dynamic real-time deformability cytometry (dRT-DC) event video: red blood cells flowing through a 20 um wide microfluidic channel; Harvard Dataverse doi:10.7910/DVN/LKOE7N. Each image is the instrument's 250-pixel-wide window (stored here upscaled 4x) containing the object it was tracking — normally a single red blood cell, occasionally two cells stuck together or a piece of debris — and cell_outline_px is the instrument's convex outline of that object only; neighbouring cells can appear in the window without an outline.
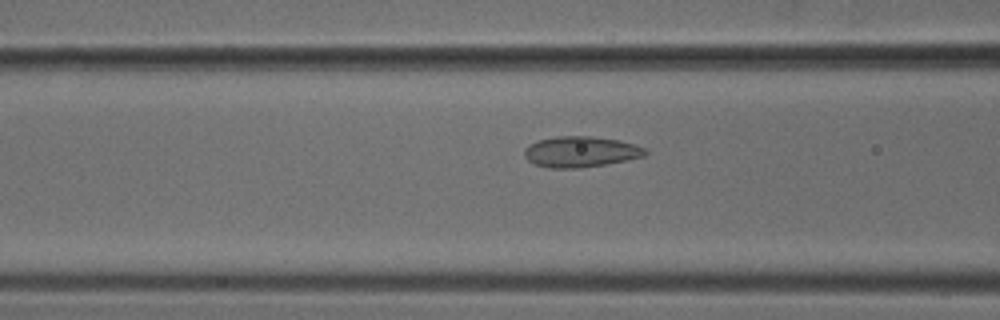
{"species": "common noctule bat (a hibernating species)", "species_latin": "Nyctalus noctula", "temperature_condition": "cold", "stored_images_in_passage": 51, "camera_frame_rate_fps": 3000, "um_per_image_px": 0.085, "animal": {"sex": "male", "body_mass_g": 18.8}, "frame": {"image": 1, "passage_image": 20, "time_ms": 6.333, "image_size_px": [1000, 320], "cell_outline_px": [[648, 152], [644, 156], [628, 160], [580, 168], [548, 168], [536, 164], [528, 160], [524, 156], [524, 148], [528, 144], [540, 140], [556, 136], [592, 136], [620, 140], [648, 148]], "centroid_in_image_um": [49.37, 12.89], "position_along_channel_um": 117.2, "area_um2": 21.85}}
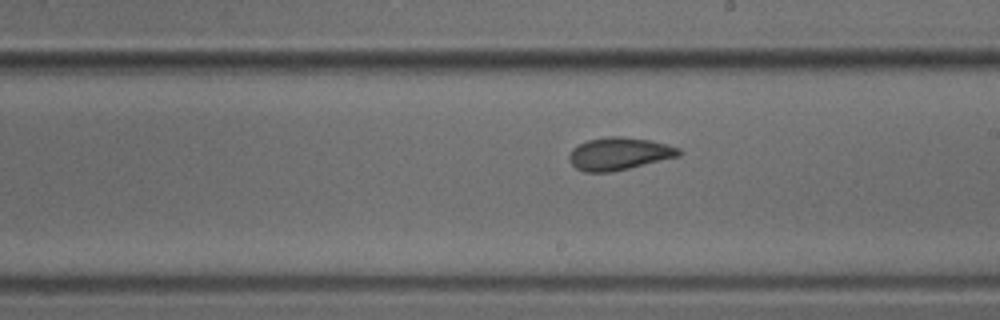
{"frame": {"image": 2, "passage_image": 29, "time_ms": 9.333, "image_size_px": [1000, 320], "cell_outline_px": [[684, 152], [680, 156], [612, 172], [584, 172], [576, 168], [568, 160], [568, 156], [572, 148], [588, 140], [608, 136], [624, 136], [652, 140], [668, 144], [680, 148]], "centroid_in_image_um": [52.65, 13.06], "position_along_channel_um": 236.3, "area_um2": 21.1}}
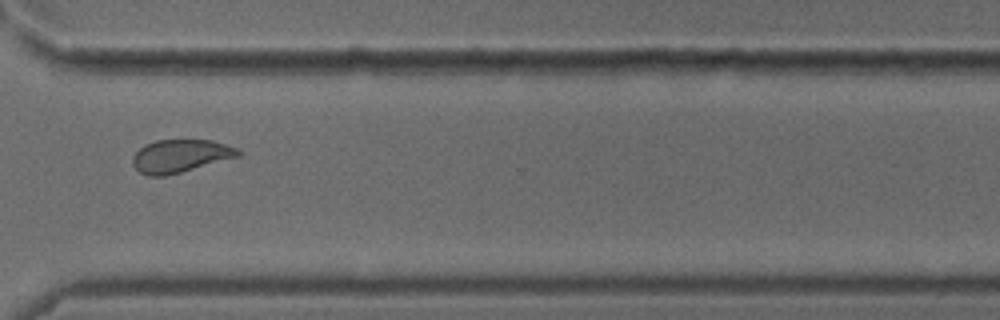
{"frame": {"image": 3, "passage_image": 38, "time_ms": 12.333, "image_size_px": [1000, 320], "cell_outline_px": [[244, 152], [240, 156], [180, 172], [164, 176], [148, 176], [140, 172], [132, 164], [132, 156], [144, 144], [156, 140], [212, 140], [236, 148]], "centroid_in_image_um": [15.32, 13.25], "position_along_channel_um": 355.3, "area_um2": 20.17}}